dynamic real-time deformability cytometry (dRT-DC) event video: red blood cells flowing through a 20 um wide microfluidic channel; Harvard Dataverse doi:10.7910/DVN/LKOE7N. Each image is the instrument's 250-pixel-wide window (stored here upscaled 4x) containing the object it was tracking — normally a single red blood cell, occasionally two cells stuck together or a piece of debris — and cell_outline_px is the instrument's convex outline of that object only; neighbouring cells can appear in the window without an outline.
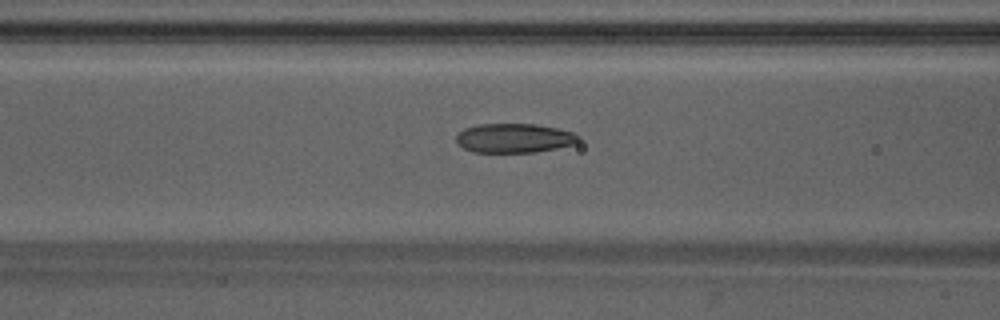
{"species": "Egyptian fruit bat (a non-hibernating species)", "species_latin": "Rousettus aegyptiacus", "temperature_condition": "warm", "stored_images_in_passage": 40, "camera_frame_rate_fps": 3000, "um_per_image_px": 0.085, "animal": {"sex": "male"}, "frame": {"image": 1, "passage_image": 11, "time_ms": 3.333, "image_size_px": [1000, 320], "cell_outline_px": [[580, 140], [576, 144], [536, 152], [472, 152], [464, 148], [456, 140], [456, 136], [464, 128], [480, 124], [536, 124], [556, 128], [572, 132], [580, 136]], "centroid_in_image_um": [43.73, 11.74], "position_along_channel_um": 122.9, "area_um2": 20.81}}
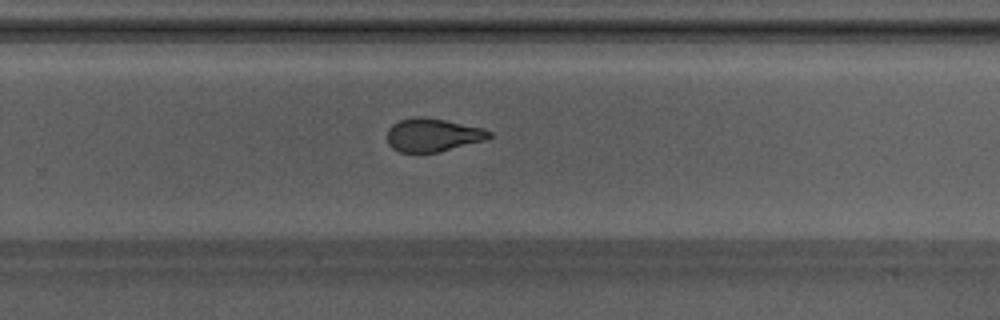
{"frame": {"image": 2, "passage_image": 23, "time_ms": 7.333, "image_size_px": [1000, 320], "cell_outline_px": [[492, 136], [484, 140], [440, 152], [400, 152], [392, 148], [388, 144], [388, 128], [392, 124], [400, 120], [416, 116], [424, 116], [484, 128], [492, 132]], "centroid_in_image_um": [36.78, 11.47], "position_along_channel_um": 293.0, "area_um2": 19.77}}
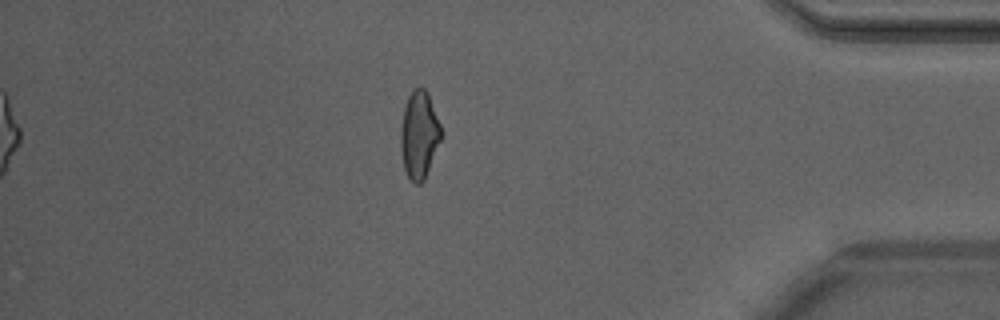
{"frame": {"image": 3, "passage_image": 33, "time_ms": 10.667, "image_size_px": [1000, 320], "cell_outline_px": [[444, 136], [424, 180], [420, 184], [416, 184], [408, 176], [404, 168], [400, 148], [400, 128], [404, 108], [408, 96], [416, 88], [424, 88], [428, 92], [444, 132]], "centroid_in_image_um": [35.66, 11.47], "position_along_channel_um": 399.5, "area_um2": 21.04}, "authors_computed_cell_mechanics": {"area_um2": 20.6635, "velocity_mm_per_s": 4.2684, "shape_relaxation_time_tau1_ms": null, "shape_relaxation_time_tau2_ms": 1.3416, "deformation_change_tau1": null, "deformation_change_tau2": 0.0788}}